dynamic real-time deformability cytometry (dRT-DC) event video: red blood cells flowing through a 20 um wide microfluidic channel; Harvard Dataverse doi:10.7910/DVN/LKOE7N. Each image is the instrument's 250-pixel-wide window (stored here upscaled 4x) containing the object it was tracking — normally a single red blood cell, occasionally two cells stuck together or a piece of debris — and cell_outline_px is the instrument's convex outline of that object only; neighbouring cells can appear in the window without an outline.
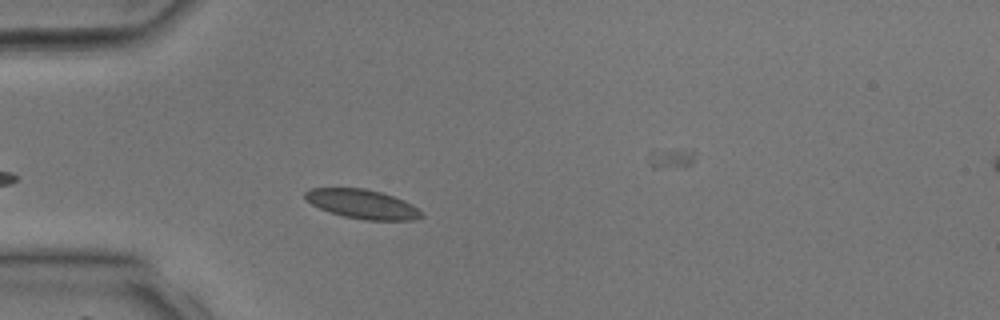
{"species": "common noctule bat (a hibernating species)", "species_latin": "Nyctalus noctula", "temperature_condition": "room temperature", "stored_images_in_passage": 27, "camera_frame_rate_fps": 3000, "um_per_image_px": 0.085, "animal": {"sex": "male", "body_mass_g": 17.9, "forearm_length_mm": 54.2}, "frame": {"image": 1, "passage_image": 5, "time_ms": 1.333, "image_size_px": [1000, 320], "cell_outline_px": [[424, 216], [412, 220], [364, 220], [344, 216], [320, 208], [304, 200], [304, 192], [308, 188], [364, 188], [380, 192], [404, 200], [412, 204], [424, 212]], "centroid_in_image_um": [30.8, 17.34], "position_along_channel_um": 54.2, "area_um2": 19.83}}
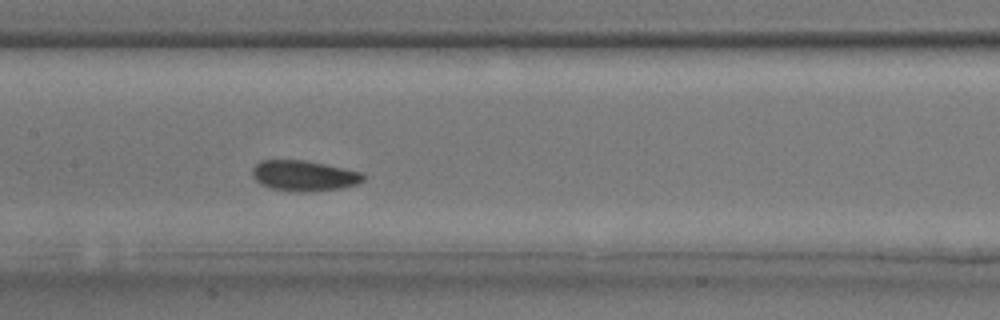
{"frame": {"image": 2, "passage_image": 13, "time_ms": 4.0, "image_size_px": [1000, 320], "cell_outline_px": [[364, 180], [356, 184], [340, 188], [304, 192], [296, 192], [272, 188], [260, 184], [252, 176], [252, 168], [260, 160], [304, 160], [364, 172]], "centroid_in_image_um": [25.83, 14.93], "position_along_channel_um": 181.6, "area_um2": 19.71}}
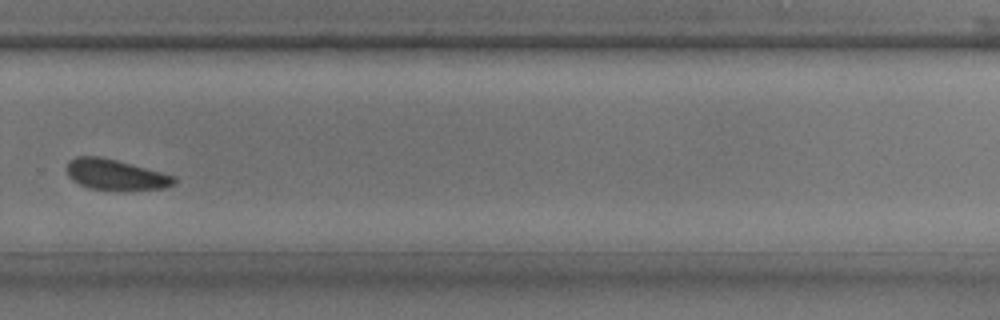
{"frame": {"image": 3, "passage_image": 21, "time_ms": 6.667, "image_size_px": [1000, 320], "cell_outline_px": [[176, 180], [172, 184], [164, 188], [124, 192], [120, 192], [88, 188], [72, 180], [68, 176], [68, 160], [76, 156], [100, 156], [116, 160], [176, 176]], "centroid_in_image_um": [9.82, 14.88], "position_along_channel_um": 320.0, "area_um2": 19.54}}